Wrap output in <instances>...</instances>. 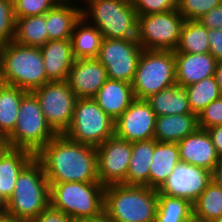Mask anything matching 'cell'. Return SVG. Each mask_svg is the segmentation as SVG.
<instances>
[{
    "label": "cell",
    "mask_w": 222,
    "mask_h": 222,
    "mask_svg": "<svg viewBox=\"0 0 222 222\" xmlns=\"http://www.w3.org/2000/svg\"><path fill=\"white\" fill-rule=\"evenodd\" d=\"M49 183L99 182L96 147L56 135L36 155Z\"/></svg>",
    "instance_id": "1"
},
{
    "label": "cell",
    "mask_w": 222,
    "mask_h": 222,
    "mask_svg": "<svg viewBox=\"0 0 222 222\" xmlns=\"http://www.w3.org/2000/svg\"><path fill=\"white\" fill-rule=\"evenodd\" d=\"M0 75L3 84L28 92L50 81L45 73L41 49L13 40L0 47Z\"/></svg>",
    "instance_id": "2"
},
{
    "label": "cell",
    "mask_w": 222,
    "mask_h": 222,
    "mask_svg": "<svg viewBox=\"0 0 222 222\" xmlns=\"http://www.w3.org/2000/svg\"><path fill=\"white\" fill-rule=\"evenodd\" d=\"M158 191L148 186L105 187L104 213L115 222H155Z\"/></svg>",
    "instance_id": "3"
},
{
    "label": "cell",
    "mask_w": 222,
    "mask_h": 222,
    "mask_svg": "<svg viewBox=\"0 0 222 222\" xmlns=\"http://www.w3.org/2000/svg\"><path fill=\"white\" fill-rule=\"evenodd\" d=\"M81 16L104 38L137 39L138 13L131 0H80ZM87 6V7H86Z\"/></svg>",
    "instance_id": "4"
},
{
    "label": "cell",
    "mask_w": 222,
    "mask_h": 222,
    "mask_svg": "<svg viewBox=\"0 0 222 222\" xmlns=\"http://www.w3.org/2000/svg\"><path fill=\"white\" fill-rule=\"evenodd\" d=\"M49 194L50 185L43 166L34 158L19 174L3 212L29 222L50 204Z\"/></svg>",
    "instance_id": "5"
},
{
    "label": "cell",
    "mask_w": 222,
    "mask_h": 222,
    "mask_svg": "<svg viewBox=\"0 0 222 222\" xmlns=\"http://www.w3.org/2000/svg\"><path fill=\"white\" fill-rule=\"evenodd\" d=\"M50 205L73 221L97 218L104 213L105 187L100 182L49 183Z\"/></svg>",
    "instance_id": "6"
},
{
    "label": "cell",
    "mask_w": 222,
    "mask_h": 222,
    "mask_svg": "<svg viewBox=\"0 0 222 222\" xmlns=\"http://www.w3.org/2000/svg\"><path fill=\"white\" fill-rule=\"evenodd\" d=\"M131 85L140 100L176 85L174 51L143 49Z\"/></svg>",
    "instance_id": "7"
},
{
    "label": "cell",
    "mask_w": 222,
    "mask_h": 222,
    "mask_svg": "<svg viewBox=\"0 0 222 222\" xmlns=\"http://www.w3.org/2000/svg\"><path fill=\"white\" fill-rule=\"evenodd\" d=\"M56 135L47 123L36 95L27 92L21 100L17 124L5 139L6 146L26 149L36 155Z\"/></svg>",
    "instance_id": "8"
},
{
    "label": "cell",
    "mask_w": 222,
    "mask_h": 222,
    "mask_svg": "<svg viewBox=\"0 0 222 222\" xmlns=\"http://www.w3.org/2000/svg\"><path fill=\"white\" fill-rule=\"evenodd\" d=\"M63 135L74 142L97 147L115 135V121L93 98L77 99L71 124Z\"/></svg>",
    "instance_id": "9"
},
{
    "label": "cell",
    "mask_w": 222,
    "mask_h": 222,
    "mask_svg": "<svg viewBox=\"0 0 222 222\" xmlns=\"http://www.w3.org/2000/svg\"><path fill=\"white\" fill-rule=\"evenodd\" d=\"M184 21L177 9L138 15L137 41L143 49L175 51Z\"/></svg>",
    "instance_id": "10"
},
{
    "label": "cell",
    "mask_w": 222,
    "mask_h": 222,
    "mask_svg": "<svg viewBox=\"0 0 222 222\" xmlns=\"http://www.w3.org/2000/svg\"><path fill=\"white\" fill-rule=\"evenodd\" d=\"M39 100L41 110L57 135L69 128L77 98L65 81H49L32 91Z\"/></svg>",
    "instance_id": "11"
},
{
    "label": "cell",
    "mask_w": 222,
    "mask_h": 222,
    "mask_svg": "<svg viewBox=\"0 0 222 222\" xmlns=\"http://www.w3.org/2000/svg\"><path fill=\"white\" fill-rule=\"evenodd\" d=\"M142 51L137 39L104 38L96 59L106 68L108 79L132 83Z\"/></svg>",
    "instance_id": "12"
},
{
    "label": "cell",
    "mask_w": 222,
    "mask_h": 222,
    "mask_svg": "<svg viewBox=\"0 0 222 222\" xmlns=\"http://www.w3.org/2000/svg\"><path fill=\"white\" fill-rule=\"evenodd\" d=\"M99 182L104 186L123 184L131 159L132 143L115 135L96 147Z\"/></svg>",
    "instance_id": "13"
},
{
    "label": "cell",
    "mask_w": 222,
    "mask_h": 222,
    "mask_svg": "<svg viewBox=\"0 0 222 222\" xmlns=\"http://www.w3.org/2000/svg\"><path fill=\"white\" fill-rule=\"evenodd\" d=\"M212 181V172L203 167L178 162L158 194L183 198L194 203Z\"/></svg>",
    "instance_id": "14"
},
{
    "label": "cell",
    "mask_w": 222,
    "mask_h": 222,
    "mask_svg": "<svg viewBox=\"0 0 222 222\" xmlns=\"http://www.w3.org/2000/svg\"><path fill=\"white\" fill-rule=\"evenodd\" d=\"M156 118L146 100L135 99L115 120V136L130 143L152 140Z\"/></svg>",
    "instance_id": "15"
},
{
    "label": "cell",
    "mask_w": 222,
    "mask_h": 222,
    "mask_svg": "<svg viewBox=\"0 0 222 222\" xmlns=\"http://www.w3.org/2000/svg\"><path fill=\"white\" fill-rule=\"evenodd\" d=\"M108 79L107 70L96 58L75 59L67 82L77 99L93 98Z\"/></svg>",
    "instance_id": "16"
},
{
    "label": "cell",
    "mask_w": 222,
    "mask_h": 222,
    "mask_svg": "<svg viewBox=\"0 0 222 222\" xmlns=\"http://www.w3.org/2000/svg\"><path fill=\"white\" fill-rule=\"evenodd\" d=\"M177 144L181 162L214 170L219 156L206 129L197 128Z\"/></svg>",
    "instance_id": "17"
},
{
    "label": "cell",
    "mask_w": 222,
    "mask_h": 222,
    "mask_svg": "<svg viewBox=\"0 0 222 222\" xmlns=\"http://www.w3.org/2000/svg\"><path fill=\"white\" fill-rule=\"evenodd\" d=\"M176 85L187 87L214 76L217 60L210 54L174 52Z\"/></svg>",
    "instance_id": "18"
},
{
    "label": "cell",
    "mask_w": 222,
    "mask_h": 222,
    "mask_svg": "<svg viewBox=\"0 0 222 222\" xmlns=\"http://www.w3.org/2000/svg\"><path fill=\"white\" fill-rule=\"evenodd\" d=\"M45 73L50 81H65L75 58L71 39L49 40L40 47Z\"/></svg>",
    "instance_id": "19"
},
{
    "label": "cell",
    "mask_w": 222,
    "mask_h": 222,
    "mask_svg": "<svg viewBox=\"0 0 222 222\" xmlns=\"http://www.w3.org/2000/svg\"><path fill=\"white\" fill-rule=\"evenodd\" d=\"M34 158L26 149L6 146L0 152V195L6 202L14 193L19 174Z\"/></svg>",
    "instance_id": "20"
},
{
    "label": "cell",
    "mask_w": 222,
    "mask_h": 222,
    "mask_svg": "<svg viewBox=\"0 0 222 222\" xmlns=\"http://www.w3.org/2000/svg\"><path fill=\"white\" fill-rule=\"evenodd\" d=\"M93 99L114 121L135 100L131 83L107 79Z\"/></svg>",
    "instance_id": "21"
},
{
    "label": "cell",
    "mask_w": 222,
    "mask_h": 222,
    "mask_svg": "<svg viewBox=\"0 0 222 222\" xmlns=\"http://www.w3.org/2000/svg\"><path fill=\"white\" fill-rule=\"evenodd\" d=\"M78 0H61L45 14L49 40L71 39L73 28L81 18Z\"/></svg>",
    "instance_id": "22"
},
{
    "label": "cell",
    "mask_w": 222,
    "mask_h": 222,
    "mask_svg": "<svg viewBox=\"0 0 222 222\" xmlns=\"http://www.w3.org/2000/svg\"><path fill=\"white\" fill-rule=\"evenodd\" d=\"M198 128L194 113L157 116L154 139L158 142L178 143Z\"/></svg>",
    "instance_id": "23"
},
{
    "label": "cell",
    "mask_w": 222,
    "mask_h": 222,
    "mask_svg": "<svg viewBox=\"0 0 222 222\" xmlns=\"http://www.w3.org/2000/svg\"><path fill=\"white\" fill-rule=\"evenodd\" d=\"M180 162L177 143L158 142L154 146L149 170V188L158 190Z\"/></svg>",
    "instance_id": "24"
},
{
    "label": "cell",
    "mask_w": 222,
    "mask_h": 222,
    "mask_svg": "<svg viewBox=\"0 0 222 222\" xmlns=\"http://www.w3.org/2000/svg\"><path fill=\"white\" fill-rule=\"evenodd\" d=\"M155 139L132 143L131 159L124 185L148 186Z\"/></svg>",
    "instance_id": "25"
},
{
    "label": "cell",
    "mask_w": 222,
    "mask_h": 222,
    "mask_svg": "<svg viewBox=\"0 0 222 222\" xmlns=\"http://www.w3.org/2000/svg\"><path fill=\"white\" fill-rule=\"evenodd\" d=\"M103 39L104 37L97 27L87 22L81 16L74 25L71 36L74 58H97Z\"/></svg>",
    "instance_id": "26"
},
{
    "label": "cell",
    "mask_w": 222,
    "mask_h": 222,
    "mask_svg": "<svg viewBox=\"0 0 222 222\" xmlns=\"http://www.w3.org/2000/svg\"><path fill=\"white\" fill-rule=\"evenodd\" d=\"M146 101L156 116L192 113L185 89L174 85L157 94L151 95Z\"/></svg>",
    "instance_id": "27"
},
{
    "label": "cell",
    "mask_w": 222,
    "mask_h": 222,
    "mask_svg": "<svg viewBox=\"0 0 222 222\" xmlns=\"http://www.w3.org/2000/svg\"><path fill=\"white\" fill-rule=\"evenodd\" d=\"M28 91L2 84L0 86V135L6 139L14 130L23 96Z\"/></svg>",
    "instance_id": "28"
},
{
    "label": "cell",
    "mask_w": 222,
    "mask_h": 222,
    "mask_svg": "<svg viewBox=\"0 0 222 222\" xmlns=\"http://www.w3.org/2000/svg\"><path fill=\"white\" fill-rule=\"evenodd\" d=\"M13 41L31 47L44 45L48 41L45 14L16 18Z\"/></svg>",
    "instance_id": "29"
},
{
    "label": "cell",
    "mask_w": 222,
    "mask_h": 222,
    "mask_svg": "<svg viewBox=\"0 0 222 222\" xmlns=\"http://www.w3.org/2000/svg\"><path fill=\"white\" fill-rule=\"evenodd\" d=\"M174 52L191 54L209 53L208 29L198 20H185Z\"/></svg>",
    "instance_id": "30"
},
{
    "label": "cell",
    "mask_w": 222,
    "mask_h": 222,
    "mask_svg": "<svg viewBox=\"0 0 222 222\" xmlns=\"http://www.w3.org/2000/svg\"><path fill=\"white\" fill-rule=\"evenodd\" d=\"M193 215V206L188 200L158 194L155 222H187Z\"/></svg>",
    "instance_id": "31"
},
{
    "label": "cell",
    "mask_w": 222,
    "mask_h": 222,
    "mask_svg": "<svg viewBox=\"0 0 222 222\" xmlns=\"http://www.w3.org/2000/svg\"><path fill=\"white\" fill-rule=\"evenodd\" d=\"M192 113L198 114L212 101L217 100L222 94L216 82L215 76L184 87Z\"/></svg>",
    "instance_id": "32"
},
{
    "label": "cell",
    "mask_w": 222,
    "mask_h": 222,
    "mask_svg": "<svg viewBox=\"0 0 222 222\" xmlns=\"http://www.w3.org/2000/svg\"><path fill=\"white\" fill-rule=\"evenodd\" d=\"M193 215L211 221L222 216V189L213 181L192 204Z\"/></svg>",
    "instance_id": "33"
},
{
    "label": "cell",
    "mask_w": 222,
    "mask_h": 222,
    "mask_svg": "<svg viewBox=\"0 0 222 222\" xmlns=\"http://www.w3.org/2000/svg\"><path fill=\"white\" fill-rule=\"evenodd\" d=\"M61 0H12L13 17L23 18L46 14Z\"/></svg>",
    "instance_id": "34"
},
{
    "label": "cell",
    "mask_w": 222,
    "mask_h": 222,
    "mask_svg": "<svg viewBox=\"0 0 222 222\" xmlns=\"http://www.w3.org/2000/svg\"><path fill=\"white\" fill-rule=\"evenodd\" d=\"M220 4L222 0H177L176 9L185 20H198Z\"/></svg>",
    "instance_id": "35"
},
{
    "label": "cell",
    "mask_w": 222,
    "mask_h": 222,
    "mask_svg": "<svg viewBox=\"0 0 222 222\" xmlns=\"http://www.w3.org/2000/svg\"><path fill=\"white\" fill-rule=\"evenodd\" d=\"M15 18L12 14V0H0V47L14 39Z\"/></svg>",
    "instance_id": "36"
},
{
    "label": "cell",
    "mask_w": 222,
    "mask_h": 222,
    "mask_svg": "<svg viewBox=\"0 0 222 222\" xmlns=\"http://www.w3.org/2000/svg\"><path fill=\"white\" fill-rule=\"evenodd\" d=\"M198 128L209 129L222 125V95L212 101L197 116Z\"/></svg>",
    "instance_id": "37"
},
{
    "label": "cell",
    "mask_w": 222,
    "mask_h": 222,
    "mask_svg": "<svg viewBox=\"0 0 222 222\" xmlns=\"http://www.w3.org/2000/svg\"><path fill=\"white\" fill-rule=\"evenodd\" d=\"M138 15L162 13L177 8V0H131Z\"/></svg>",
    "instance_id": "38"
},
{
    "label": "cell",
    "mask_w": 222,
    "mask_h": 222,
    "mask_svg": "<svg viewBox=\"0 0 222 222\" xmlns=\"http://www.w3.org/2000/svg\"><path fill=\"white\" fill-rule=\"evenodd\" d=\"M29 222H73V220L49 204L36 218Z\"/></svg>",
    "instance_id": "39"
},
{
    "label": "cell",
    "mask_w": 222,
    "mask_h": 222,
    "mask_svg": "<svg viewBox=\"0 0 222 222\" xmlns=\"http://www.w3.org/2000/svg\"><path fill=\"white\" fill-rule=\"evenodd\" d=\"M198 21L207 29H222V4L213 8Z\"/></svg>",
    "instance_id": "40"
},
{
    "label": "cell",
    "mask_w": 222,
    "mask_h": 222,
    "mask_svg": "<svg viewBox=\"0 0 222 222\" xmlns=\"http://www.w3.org/2000/svg\"><path fill=\"white\" fill-rule=\"evenodd\" d=\"M209 53L217 60H222V29H208Z\"/></svg>",
    "instance_id": "41"
},
{
    "label": "cell",
    "mask_w": 222,
    "mask_h": 222,
    "mask_svg": "<svg viewBox=\"0 0 222 222\" xmlns=\"http://www.w3.org/2000/svg\"><path fill=\"white\" fill-rule=\"evenodd\" d=\"M219 157H222V125L206 129Z\"/></svg>",
    "instance_id": "42"
},
{
    "label": "cell",
    "mask_w": 222,
    "mask_h": 222,
    "mask_svg": "<svg viewBox=\"0 0 222 222\" xmlns=\"http://www.w3.org/2000/svg\"><path fill=\"white\" fill-rule=\"evenodd\" d=\"M212 181L222 189V157H219L212 171Z\"/></svg>",
    "instance_id": "43"
},
{
    "label": "cell",
    "mask_w": 222,
    "mask_h": 222,
    "mask_svg": "<svg viewBox=\"0 0 222 222\" xmlns=\"http://www.w3.org/2000/svg\"><path fill=\"white\" fill-rule=\"evenodd\" d=\"M214 76H215L216 82H217V84L219 86V90H220V92L222 94V60L217 61Z\"/></svg>",
    "instance_id": "44"
},
{
    "label": "cell",
    "mask_w": 222,
    "mask_h": 222,
    "mask_svg": "<svg viewBox=\"0 0 222 222\" xmlns=\"http://www.w3.org/2000/svg\"><path fill=\"white\" fill-rule=\"evenodd\" d=\"M73 222H115L113 219L109 218L105 213L97 218H88V219H78Z\"/></svg>",
    "instance_id": "45"
},
{
    "label": "cell",
    "mask_w": 222,
    "mask_h": 222,
    "mask_svg": "<svg viewBox=\"0 0 222 222\" xmlns=\"http://www.w3.org/2000/svg\"><path fill=\"white\" fill-rule=\"evenodd\" d=\"M0 222H28V221L12 217L4 212H0Z\"/></svg>",
    "instance_id": "46"
},
{
    "label": "cell",
    "mask_w": 222,
    "mask_h": 222,
    "mask_svg": "<svg viewBox=\"0 0 222 222\" xmlns=\"http://www.w3.org/2000/svg\"><path fill=\"white\" fill-rule=\"evenodd\" d=\"M187 222H209V221H206L204 219H201V218H198L194 215H192L188 220Z\"/></svg>",
    "instance_id": "47"
},
{
    "label": "cell",
    "mask_w": 222,
    "mask_h": 222,
    "mask_svg": "<svg viewBox=\"0 0 222 222\" xmlns=\"http://www.w3.org/2000/svg\"><path fill=\"white\" fill-rule=\"evenodd\" d=\"M6 201L0 195V212H3L6 207Z\"/></svg>",
    "instance_id": "48"
},
{
    "label": "cell",
    "mask_w": 222,
    "mask_h": 222,
    "mask_svg": "<svg viewBox=\"0 0 222 222\" xmlns=\"http://www.w3.org/2000/svg\"><path fill=\"white\" fill-rule=\"evenodd\" d=\"M6 147L5 139L0 135V152Z\"/></svg>",
    "instance_id": "49"
},
{
    "label": "cell",
    "mask_w": 222,
    "mask_h": 222,
    "mask_svg": "<svg viewBox=\"0 0 222 222\" xmlns=\"http://www.w3.org/2000/svg\"><path fill=\"white\" fill-rule=\"evenodd\" d=\"M209 222H222V216H221L220 218L211 220V221H209Z\"/></svg>",
    "instance_id": "50"
},
{
    "label": "cell",
    "mask_w": 222,
    "mask_h": 222,
    "mask_svg": "<svg viewBox=\"0 0 222 222\" xmlns=\"http://www.w3.org/2000/svg\"><path fill=\"white\" fill-rule=\"evenodd\" d=\"M3 84V81L1 80V75H0V86Z\"/></svg>",
    "instance_id": "51"
}]
</instances>
